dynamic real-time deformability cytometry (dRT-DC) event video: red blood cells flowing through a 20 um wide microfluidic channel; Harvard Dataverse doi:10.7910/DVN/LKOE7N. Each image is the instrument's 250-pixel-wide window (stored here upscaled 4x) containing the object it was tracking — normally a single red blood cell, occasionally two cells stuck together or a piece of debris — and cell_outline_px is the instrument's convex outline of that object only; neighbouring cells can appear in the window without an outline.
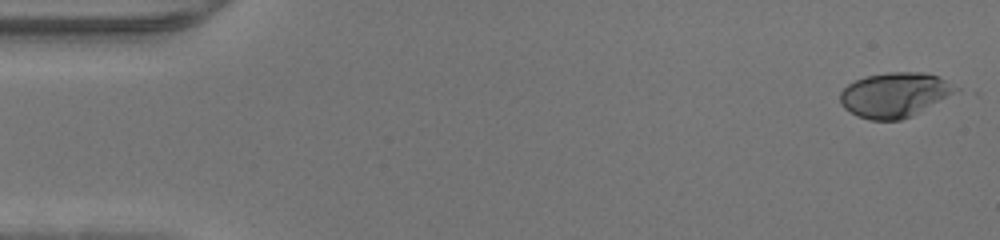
{"species": "human", "species_latin": "Homo sapiens", "temperature_condition": "warm", "stored_images_in_passage": 46, "camera_frame_rate_fps": 3000, "um_per_image_px": 0.085, "donor": {"sex": "male"}, "frame": {"image": 1, "passage_image": 1, "time_ms": 0.0, "image_size_px": [1000, 240], "cell_outline_px": [[960, 92], [912, 116], [900, 120], [868, 120], [856, 116], [844, 108], [840, 104], [840, 92], [848, 84], [856, 80], [868, 76], [888, 72], [924, 72], [936, 76], [960, 88]], "centroid_in_image_um": [76.07, 8.08], "position_along_channel_um": 8.9, "area_um2": 30.4}}
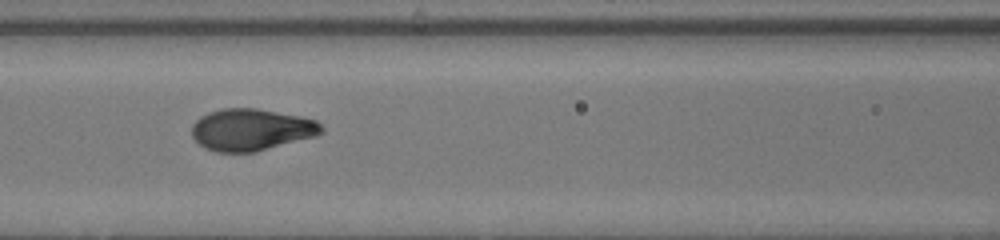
{"frame": {"image": 2, "passage_image": 20, "time_ms": 6.333, "image_size_px": [1000, 240], "cell_outline_px": [[324, 132], [316, 136], [256, 152], [216, 152], [204, 148], [192, 136], [192, 124], [200, 116], [208, 112], [224, 108], [256, 108], [316, 120], [324, 128]], "centroid_in_image_um": [21.34, 11.03], "position_along_channel_um": 145.3, "area_um2": 31.62}}
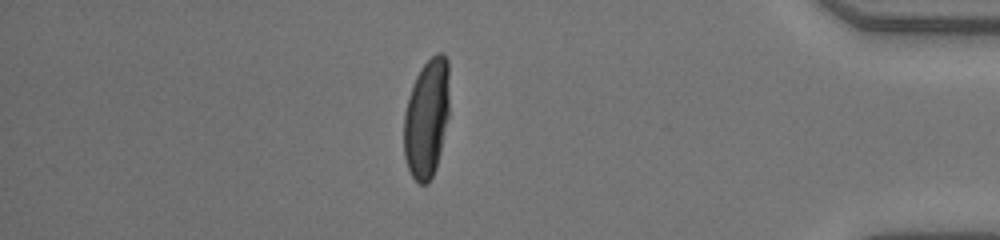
{"frame": {"image": 3, "passage_image": 40, "time_ms": 13.0, "image_size_px": [1000, 240], "cell_outline_px": [[448, 116], [440, 152], [436, 168], [428, 184], [420, 184], [412, 176], [408, 168], [404, 156], [404, 112], [412, 84], [420, 68], [436, 52], [444, 52], [448, 60]], "centroid_in_image_um": [36.26, 10.03], "position_along_channel_um": 398.9, "area_um2": 31.62}}